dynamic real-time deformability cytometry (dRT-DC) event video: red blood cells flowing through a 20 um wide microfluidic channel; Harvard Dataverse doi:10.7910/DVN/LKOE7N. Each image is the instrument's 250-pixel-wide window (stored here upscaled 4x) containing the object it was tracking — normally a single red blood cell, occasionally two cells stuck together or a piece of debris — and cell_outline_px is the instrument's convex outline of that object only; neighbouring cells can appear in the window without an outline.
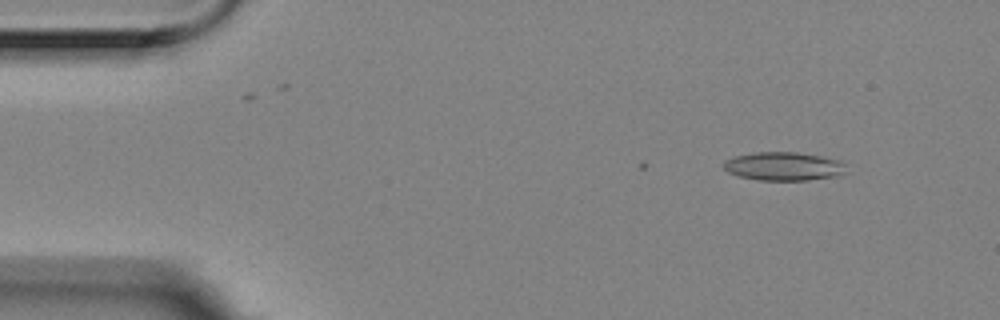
{"species": "Egyptian fruit bat (a non-hibernating species)", "species_latin": "Rousettus aegyptiacus", "temperature_condition": "room temperature", "stored_images_in_passage": 4, "camera_frame_rate_fps": 3000, "um_per_image_px": 0.085, "animal": {"sex": "female"}, "frame": {"image": 1, "passage_image": 1, "time_ms": 0.0, "image_size_px": [1000, 320], "cell_outline_px": [[844, 172], [840, 176], [808, 180], [760, 180], [740, 176], [728, 172], [724, 168], [724, 160], [736, 156], [756, 152], [796, 152], [820, 156], [836, 160], [844, 164]], "centroid_in_image_um": [66.6, 14.14], "position_along_channel_um": 18.4, "area_um2": 20.11}}
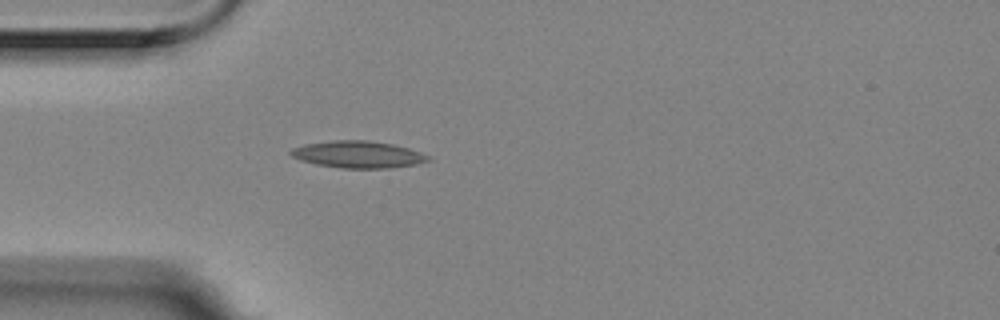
{"frame": {"image": 2, "passage_image": 4, "time_ms": 1.0, "image_size_px": [1000, 320], "cell_outline_px": [[432, 160], [416, 164], [388, 168], [344, 168], [316, 164], [300, 160], [292, 156], [288, 152], [292, 148], [304, 144], [336, 140], [368, 140], [392, 144], [408, 148], [420, 152], [428, 156]], "centroid_in_image_um": [30.42, 13.12], "position_along_channel_um": 54.6, "area_um2": 21.44}}